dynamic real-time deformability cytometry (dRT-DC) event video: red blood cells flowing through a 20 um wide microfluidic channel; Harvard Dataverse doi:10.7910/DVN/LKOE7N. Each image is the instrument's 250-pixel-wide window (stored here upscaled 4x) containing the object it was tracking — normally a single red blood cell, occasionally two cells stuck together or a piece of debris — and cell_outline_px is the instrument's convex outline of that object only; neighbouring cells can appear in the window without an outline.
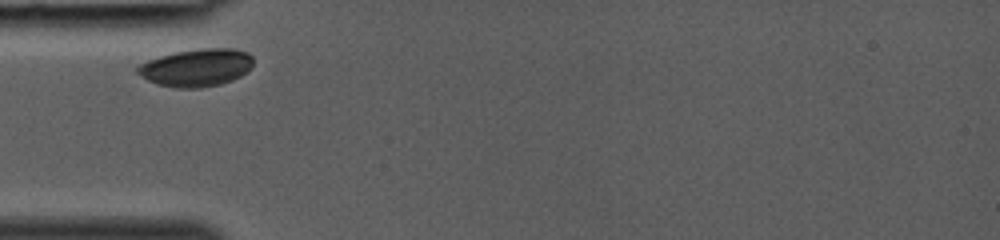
{"species": "common noctule bat (a hibernating species)", "species_latin": "Nyctalus noctula", "temperature_condition": "room temperature", "stored_images_in_passage": 23, "camera_frame_rate_fps": 3000, "um_per_image_px": 0.085, "animal": {"sex": "female", "body_mass_g": 19.0, "forearm_length_mm": 53.3}, "frame": {"image": 1, "passage_image": 1, "time_ms": 0.0, "image_size_px": [1000, 240], "cell_outline_px": [[252, 68], [240, 76], [232, 80], [220, 84], [200, 88], [176, 88], [156, 84], [148, 80], [136, 72], [136, 68], [140, 64], [148, 60], [160, 56], [176, 52], [200, 48], [232, 48], [248, 52], [252, 56]], "centroid_in_image_um": [16.71, 5.75], "position_along_channel_um": 68.3, "area_um2": 25.43}}
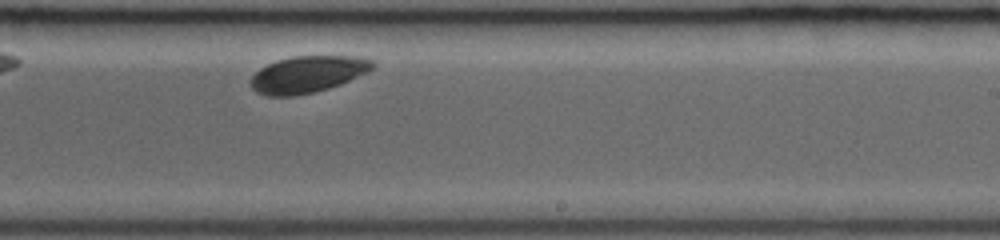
{"frame": {"image": 2, "passage_image": 14, "time_ms": 4.333, "image_size_px": [1000, 240], "cell_outline_px": [[376, 68], [368, 72], [340, 84], [328, 88], [312, 92], [292, 96], [268, 96], [256, 92], [248, 84], [248, 80], [260, 68], [276, 60], [292, 56], [360, 56], [376, 60]], "centroid_in_image_um": [26.17, 6.3], "position_along_channel_um": 262.8, "area_um2": 26.41}}
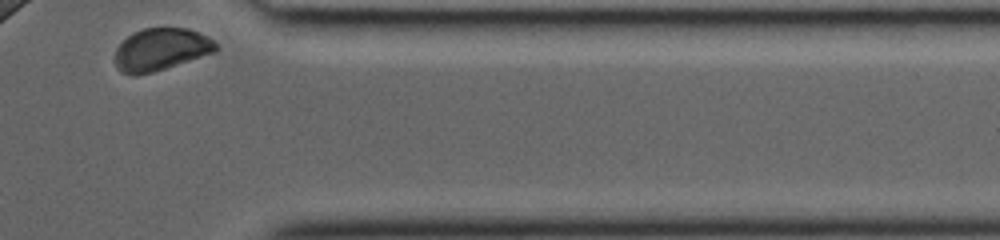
{"frame": {"image": 3, "passage_image": 23, "time_ms": 7.333, "image_size_px": [1000, 240], "cell_outline_px": [[220, 48], [216, 52], [152, 72], [136, 76], [120, 72], [116, 68], [116, 48], [128, 36], [144, 28], [188, 28], [200, 32], [208, 36]], "centroid_in_image_um": [13.7, 4.2], "position_along_channel_um": 397.7, "area_um2": 24.8}}